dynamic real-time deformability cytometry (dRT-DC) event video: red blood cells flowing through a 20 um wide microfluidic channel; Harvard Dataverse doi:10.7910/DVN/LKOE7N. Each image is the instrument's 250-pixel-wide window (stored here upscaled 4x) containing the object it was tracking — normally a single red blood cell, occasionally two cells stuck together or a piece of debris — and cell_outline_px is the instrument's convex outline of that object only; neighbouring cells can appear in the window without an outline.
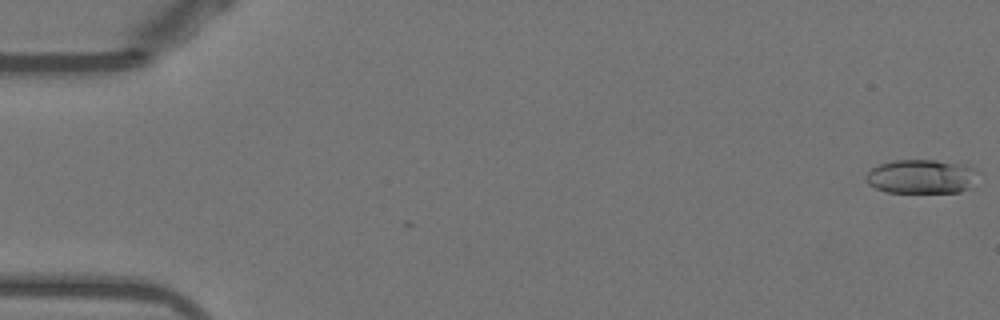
{"species": "Egyptian fruit bat (a non-hibernating species)", "species_latin": "Rousettus aegyptiacus", "temperature_condition": "warm", "stored_images_in_passage": 2, "camera_frame_rate_fps": 3000, "um_per_image_px": 0.085, "animal": {"sex": "female"}, "frame": {"image": 1, "passage_image": 2, "time_ms": 0.333, "image_size_px": [1000, 320], "cell_outline_px": [[980, 172], [968, 188], [960, 192], [888, 192], [876, 188], [868, 184], [864, 176], [872, 168], [880, 164], [892, 160], [936, 160], [964, 164], [976, 168]], "centroid_in_image_um": [78.33, 14.99], "position_along_channel_um": 6.7, "area_um2": 22.37}}